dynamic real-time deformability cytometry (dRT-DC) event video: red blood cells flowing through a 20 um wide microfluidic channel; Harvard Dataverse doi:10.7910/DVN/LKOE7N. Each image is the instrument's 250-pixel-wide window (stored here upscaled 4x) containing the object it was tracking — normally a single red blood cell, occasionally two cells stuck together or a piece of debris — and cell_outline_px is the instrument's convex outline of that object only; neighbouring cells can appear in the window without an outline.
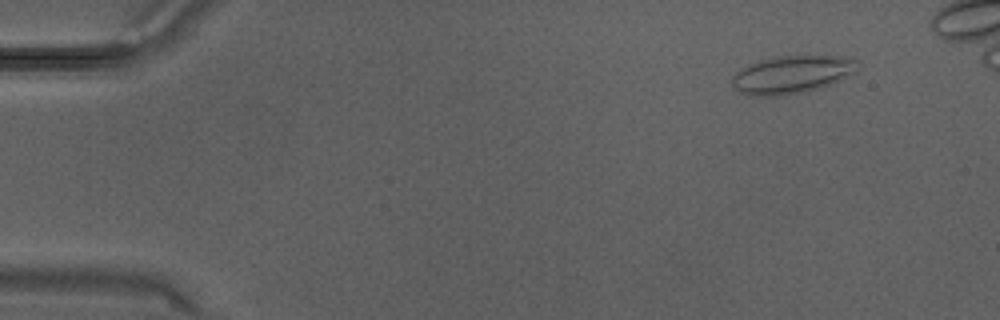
{"species": "Egyptian fruit bat (a non-hibernating species)", "species_latin": "Rousettus aegyptiacus", "temperature_condition": "warm", "stored_images_in_passage": 10, "camera_frame_rate_fps": 3000, "um_per_image_px": 0.085, "animal": {"sex": "male"}, "frame": {"image": 1, "passage_image": 1, "time_ms": 0.0, "image_size_px": [1000, 320], "cell_outline_px": [[860, 68], [840, 80], [832, 84], [804, 92], [784, 96], [752, 96], [740, 92], [732, 84], [732, 76], [740, 68], [760, 60], [780, 56], [852, 56], [860, 60]], "centroid_in_image_um": [67.36, 6.33], "position_along_channel_um": 17.6, "area_um2": 27.98}}